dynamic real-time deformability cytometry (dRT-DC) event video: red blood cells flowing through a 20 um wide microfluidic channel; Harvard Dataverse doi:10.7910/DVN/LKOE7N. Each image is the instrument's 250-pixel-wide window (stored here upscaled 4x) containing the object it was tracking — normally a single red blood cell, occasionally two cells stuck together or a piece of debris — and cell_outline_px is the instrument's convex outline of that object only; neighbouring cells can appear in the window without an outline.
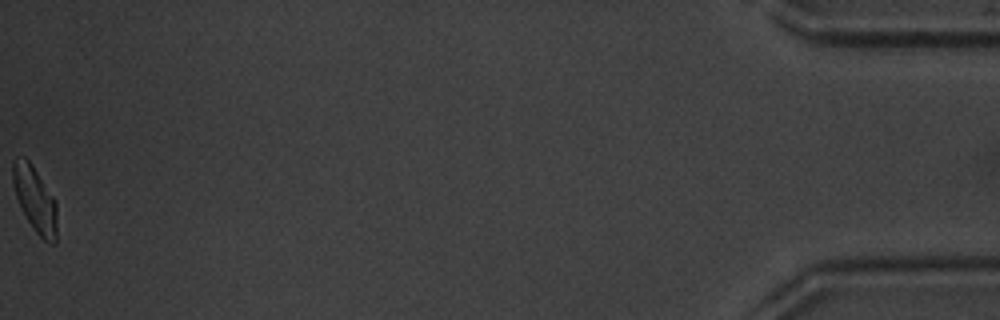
{"species": "common noctule bat (a hibernating species)", "species_latin": "Nyctalus noctula", "temperature_condition": "warm", "stored_images_in_passage": 51, "camera_frame_rate_fps": 3000, "um_per_image_px": 0.085, "animal": {"sex": "male", "body_mass_g": 20.1, "forearm_length_mm": 53.5}, "frame": {"image": 1, "passage_image": 51, "time_ms": 16.667, "image_size_px": [1000, 320], "cell_outline_px": [[56, 244], [52, 244], [44, 240], [36, 232], [28, 220], [16, 196], [12, 184], [12, 160], [16, 156], [24, 156], [32, 164], [56, 200]], "centroid_in_image_um": [2.96, 16.89], "position_along_channel_um": 432.2, "area_um2": 16.88}, "authors_computed_cell_mechanics": {"area_um2": 17.6868, "velocity_mm_per_s": 4.0083, "shape_relaxation_time_tau1_ms": 3.607, "shape_relaxation_time_tau2_ms": 2.1958, "deformation_change_tau1": 0.1318, "deformation_change_tau2": 0.0829}}